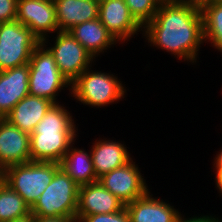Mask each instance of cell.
<instances>
[{"label":"cell","mask_w":222,"mask_h":222,"mask_svg":"<svg viewBox=\"0 0 222 222\" xmlns=\"http://www.w3.org/2000/svg\"><path fill=\"white\" fill-rule=\"evenodd\" d=\"M148 42L180 59L196 62L204 41L200 5L181 0H163L152 21L144 27Z\"/></svg>","instance_id":"6da1fadb"},{"label":"cell","mask_w":222,"mask_h":222,"mask_svg":"<svg viewBox=\"0 0 222 222\" xmlns=\"http://www.w3.org/2000/svg\"><path fill=\"white\" fill-rule=\"evenodd\" d=\"M71 114L53 104L30 134L31 161L60 163L76 137Z\"/></svg>","instance_id":"7a4b0ae2"},{"label":"cell","mask_w":222,"mask_h":222,"mask_svg":"<svg viewBox=\"0 0 222 222\" xmlns=\"http://www.w3.org/2000/svg\"><path fill=\"white\" fill-rule=\"evenodd\" d=\"M60 168L56 162L29 161L3 170L5 183L16 191L31 208L51 183Z\"/></svg>","instance_id":"3957f363"},{"label":"cell","mask_w":222,"mask_h":222,"mask_svg":"<svg viewBox=\"0 0 222 222\" xmlns=\"http://www.w3.org/2000/svg\"><path fill=\"white\" fill-rule=\"evenodd\" d=\"M79 185L60 167L31 207L33 216L76 218Z\"/></svg>","instance_id":"277c9868"},{"label":"cell","mask_w":222,"mask_h":222,"mask_svg":"<svg viewBox=\"0 0 222 222\" xmlns=\"http://www.w3.org/2000/svg\"><path fill=\"white\" fill-rule=\"evenodd\" d=\"M29 95L56 102L58 91L71 84L57 68L52 53L40 42L31 54L29 61Z\"/></svg>","instance_id":"5b68a950"},{"label":"cell","mask_w":222,"mask_h":222,"mask_svg":"<svg viewBox=\"0 0 222 222\" xmlns=\"http://www.w3.org/2000/svg\"><path fill=\"white\" fill-rule=\"evenodd\" d=\"M86 69L71 84L73 97L91 107L107 106L124 97L125 88L113 74Z\"/></svg>","instance_id":"8992f818"},{"label":"cell","mask_w":222,"mask_h":222,"mask_svg":"<svg viewBox=\"0 0 222 222\" xmlns=\"http://www.w3.org/2000/svg\"><path fill=\"white\" fill-rule=\"evenodd\" d=\"M40 41L19 21L0 23V72L29 64Z\"/></svg>","instance_id":"52a82bcc"},{"label":"cell","mask_w":222,"mask_h":222,"mask_svg":"<svg viewBox=\"0 0 222 222\" xmlns=\"http://www.w3.org/2000/svg\"><path fill=\"white\" fill-rule=\"evenodd\" d=\"M57 68L71 84L86 69L94 57L68 31H58L55 44L48 48Z\"/></svg>","instance_id":"ba28073f"},{"label":"cell","mask_w":222,"mask_h":222,"mask_svg":"<svg viewBox=\"0 0 222 222\" xmlns=\"http://www.w3.org/2000/svg\"><path fill=\"white\" fill-rule=\"evenodd\" d=\"M16 20L28 27L43 44L47 32H58L53 0H17Z\"/></svg>","instance_id":"9c48e42d"},{"label":"cell","mask_w":222,"mask_h":222,"mask_svg":"<svg viewBox=\"0 0 222 222\" xmlns=\"http://www.w3.org/2000/svg\"><path fill=\"white\" fill-rule=\"evenodd\" d=\"M101 184L124 205L146 195L149 191L133 160L99 178Z\"/></svg>","instance_id":"30bf717a"},{"label":"cell","mask_w":222,"mask_h":222,"mask_svg":"<svg viewBox=\"0 0 222 222\" xmlns=\"http://www.w3.org/2000/svg\"><path fill=\"white\" fill-rule=\"evenodd\" d=\"M107 31L118 41H128L143 27L131 15L125 0L99 2V18Z\"/></svg>","instance_id":"8fae6325"},{"label":"cell","mask_w":222,"mask_h":222,"mask_svg":"<svg viewBox=\"0 0 222 222\" xmlns=\"http://www.w3.org/2000/svg\"><path fill=\"white\" fill-rule=\"evenodd\" d=\"M125 205L107 190L100 181L79 186L76 222L84 216L110 214L122 210Z\"/></svg>","instance_id":"7c38bea8"},{"label":"cell","mask_w":222,"mask_h":222,"mask_svg":"<svg viewBox=\"0 0 222 222\" xmlns=\"http://www.w3.org/2000/svg\"><path fill=\"white\" fill-rule=\"evenodd\" d=\"M31 161L30 134L0 118V171Z\"/></svg>","instance_id":"4fadbf2b"},{"label":"cell","mask_w":222,"mask_h":222,"mask_svg":"<svg viewBox=\"0 0 222 222\" xmlns=\"http://www.w3.org/2000/svg\"><path fill=\"white\" fill-rule=\"evenodd\" d=\"M29 64L0 72V118L29 94Z\"/></svg>","instance_id":"5bb4252c"},{"label":"cell","mask_w":222,"mask_h":222,"mask_svg":"<svg viewBox=\"0 0 222 222\" xmlns=\"http://www.w3.org/2000/svg\"><path fill=\"white\" fill-rule=\"evenodd\" d=\"M53 104L48 99L28 94L4 119L21 131L31 134Z\"/></svg>","instance_id":"9a60e30c"},{"label":"cell","mask_w":222,"mask_h":222,"mask_svg":"<svg viewBox=\"0 0 222 222\" xmlns=\"http://www.w3.org/2000/svg\"><path fill=\"white\" fill-rule=\"evenodd\" d=\"M59 31L99 18L98 0H53Z\"/></svg>","instance_id":"2e32d148"},{"label":"cell","mask_w":222,"mask_h":222,"mask_svg":"<svg viewBox=\"0 0 222 222\" xmlns=\"http://www.w3.org/2000/svg\"><path fill=\"white\" fill-rule=\"evenodd\" d=\"M130 222H176L179 212L162 200L146 195L125 205Z\"/></svg>","instance_id":"e0dca14e"},{"label":"cell","mask_w":222,"mask_h":222,"mask_svg":"<svg viewBox=\"0 0 222 222\" xmlns=\"http://www.w3.org/2000/svg\"><path fill=\"white\" fill-rule=\"evenodd\" d=\"M92 147L90 154L98 179L132 160L125 145L120 142L98 140Z\"/></svg>","instance_id":"ac0fdd59"},{"label":"cell","mask_w":222,"mask_h":222,"mask_svg":"<svg viewBox=\"0 0 222 222\" xmlns=\"http://www.w3.org/2000/svg\"><path fill=\"white\" fill-rule=\"evenodd\" d=\"M68 32H70L94 58L116 42L99 19L76 25Z\"/></svg>","instance_id":"d6986e66"},{"label":"cell","mask_w":222,"mask_h":222,"mask_svg":"<svg viewBox=\"0 0 222 222\" xmlns=\"http://www.w3.org/2000/svg\"><path fill=\"white\" fill-rule=\"evenodd\" d=\"M59 164L79 186L99 181L94 171L91 154L84 149H76L71 145Z\"/></svg>","instance_id":"ffe728a7"},{"label":"cell","mask_w":222,"mask_h":222,"mask_svg":"<svg viewBox=\"0 0 222 222\" xmlns=\"http://www.w3.org/2000/svg\"><path fill=\"white\" fill-rule=\"evenodd\" d=\"M203 18L204 41L213 43V46L222 53V1L210 0L200 5Z\"/></svg>","instance_id":"44dd1931"},{"label":"cell","mask_w":222,"mask_h":222,"mask_svg":"<svg viewBox=\"0 0 222 222\" xmlns=\"http://www.w3.org/2000/svg\"><path fill=\"white\" fill-rule=\"evenodd\" d=\"M31 213L25 200L6 183L0 187V222H9Z\"/></svg>","instance_id":"7402d4cb"},{"label":"cell","mask_w":222,"mask_h":222,"mask_svg":"<svg viewBox=\"0 0 222 222\" xmlns=\"http://www.w3.org/2000/svg\"><path fill=\"white\" fill-rule=\"evenodd\" d=\"M163 0H125L131 15L144 27L155 17Z\"/></svg>","instance_id":"603a6c76"},{"label":"cell","mask_w":222,"mask_h":222,"mask_svg":"<svg viewBox=\"0 0 222 222\" xmlns=\"http://www.w3.org/2000/svg\"><path fill=\"white\" fill-rule=\"evenodd\" d=\"M79 222H130L126 208L110 214L84 216Z\"/></svg>","instance_id":"cb8c5ba5"},{"label":"cell","mask_w":222,"mask_h":222,"mask_svg":"<svg viewBox=\"0 0 222 222\" xmlns=\"http://www.w3.org/2000/svg\"><path fill=\"white\" fill-rule=\"evenodd\" d=\"M17 0H0V23L16 20Z\"/></svg>","instance_id":"d4e9b609"},{"label":"cell","mask_w":222,"mask_h":222,"mask_svg":"<svg viewBox=\"0 0 222 222\" xmlns=\"http://www.w3.org/2000/svg\"><path fill=\"white\" fill-rule=\"evenodd\" d=\"M176 222H220L218 218H212V216H202V217H192L189 219H184V216L182 218L181 214H179Z\"/></svg>","instance_id":"484cf974"},{"label":"cell","mask_w":222,"mask_h":222,"mask_svg":"<svg viewBox=\"0 0 222 222\" xmlns=\"http://www.w3.org/2000/svg\"><path fill=\"white\" fill-rule=\"evenodd\" d=\"M34 222H76V219L65 217H39L34 216Z\"/></svg>","instance_id":"4316f807"},{"label":"cell","mask_w":222,"mask_h":222,"mask_svg":"<svg viewBox=\"0 0 222 222\" xmlns=\"http://www.w3.org/2000/svg\"><path fill=\"white\" fill-rule=\"evenodd\" d=\"M215 170L217 171L216 172V185L219 189V191L221 192L222 194V166H215Z\"/></svg>","instance_id":"83f0119b"},{"label":"cell","mask_w":222,"mask_h":222,"mask_svg":"<svg viewBox=\"0 0 222 222\" xmlns=\"http://www.w3.org/2000/svg\"><path fill=\"white\" fill-rule=\"evenodd\" d=\"M9 222H34V216L32 213H30V214H27L26 216L14 219Z\"/></svg>","instance_id":"f1b7e54d"},{"label":"cell","mask_w":222,"mask_h":222,"mask_svg":"<svg viewBox=\"0 0 222 222\" xmlns=\"http://www.w3.org/2000/svg\"><path fill=\"white\" fill-rule=\"evenodd\" d=\"M219 153L217 154V157L215 158V163H214L216 164L215 166H222V150Z\"/></svg>","instance_id":"f546056e"},{"label":"cell","mask_w":222,"mask_h":222,"mask_svg":"<svg viewBox=\"0 0 222 222\" xmlns=\"http://www.w3.org/2000/svg\"><path fill=\"white\" fill-rule=\"evenodd\" d=\"M181 1H186V2H191V3H196L198 5H201L202 3L210 1V0H181Z\"/></svg>","instance_id":"4dcf8cb0"},{"label":"cell","mask_w":222,"mask_h":222,"mask_svg":"<svg viewBox=\"0 0 222 222\" xmlns=\"http://www.w3.org/2000/svg\"><path fill=\"white\" fill-rule=\"evenodd\" d=\"M5 183V179L3 176V171H0V187Z\"/></svg>","instance_id":"1f68e13d"}]
</instances>
